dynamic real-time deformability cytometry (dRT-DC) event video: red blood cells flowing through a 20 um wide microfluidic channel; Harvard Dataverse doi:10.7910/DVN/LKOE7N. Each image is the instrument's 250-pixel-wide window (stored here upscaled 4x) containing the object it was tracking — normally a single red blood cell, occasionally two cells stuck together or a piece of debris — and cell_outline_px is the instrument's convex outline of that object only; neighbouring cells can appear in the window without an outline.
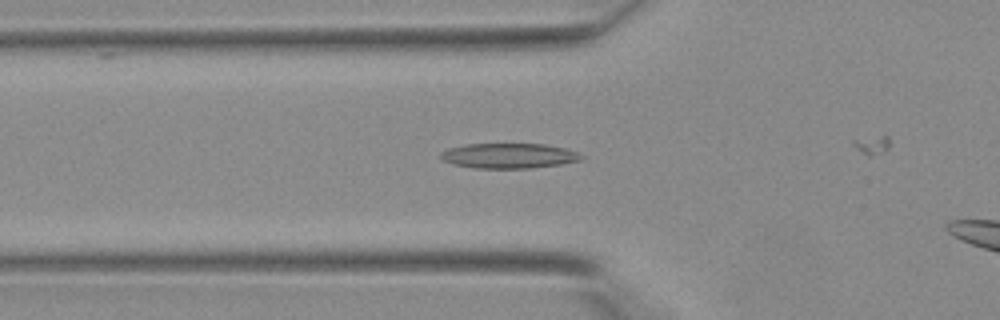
{"species": "Egyptian fruit bat (a non-hibernating species)", "species_latin": "Rousettus aegyptiacus", "temperature_condition": "warm", "stored_images_in_passage": 11, "camera_frame_rate_fps": 3000, "um_per_image_px": 0.085, "animal": {"sex": "female"}, "frame": {"image": 1, "passage_image": 5, "time_ms": 1.333, "image_size_px": [1000, 320], "cell_outline_px": [[584, 156], [580, 160], [560, 164], [532, 168], [476, 168], [452, 164], [444, 160], [440, 156], [440, 152], [448, 148], [464, 144], [544, 144], [564, 148], [576, 152]], "centroid_in_image_um": [43.22, 13.24], "position_along_channel_um": 82.6, "area_um2": 20.46}}
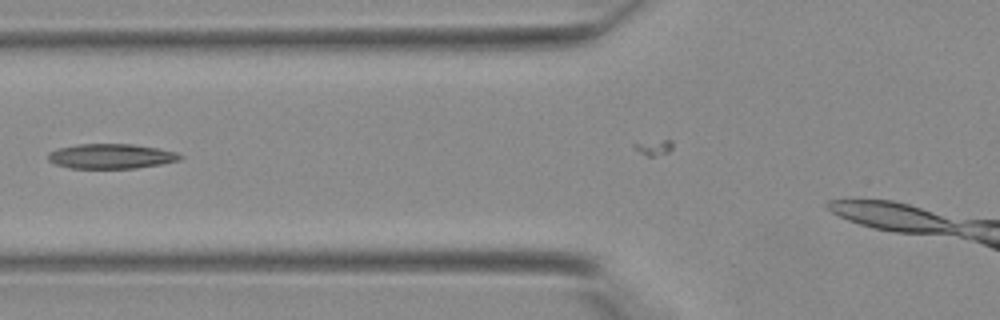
{"frame": {"image": 2, "passage_image": 7, "time_ms": 2.0, "image_size_px": [1000, 320], "cell_outline_px": [[184, 156], [180, 160], [160, 164], [136, 168], [68, 168], [56, 164], [48, 160], [48, 152], [56, 148], [80, 144], [132, 144], [156, 148], [176, 152]], "centroid_in_image_um": [9.42, 13.28], "position_along_channel_um": 116.4, "area_um2": 19.07}}
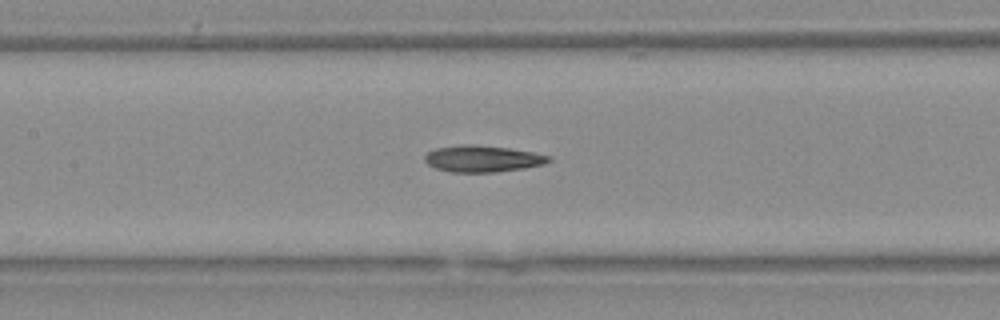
{"frame": {"image": 3, "passage_image": 10, "time_ms": 3.0, "image_size_px": [1000, 320], "cell_outline_px": [[552, 160], [544, 164], [524, 168], [496, 172], [452, 172], [436, 168], [428, 164], [424, 160], [424, 156], [428, 152], [436, 148], [468, 144], [472, 144], [508, 148], [532, 152], [552, 156]], "centroid_in_image_um": [41.04, 13.49], "position_along_channel_um": 166.4, "area_um2": 19.07}}